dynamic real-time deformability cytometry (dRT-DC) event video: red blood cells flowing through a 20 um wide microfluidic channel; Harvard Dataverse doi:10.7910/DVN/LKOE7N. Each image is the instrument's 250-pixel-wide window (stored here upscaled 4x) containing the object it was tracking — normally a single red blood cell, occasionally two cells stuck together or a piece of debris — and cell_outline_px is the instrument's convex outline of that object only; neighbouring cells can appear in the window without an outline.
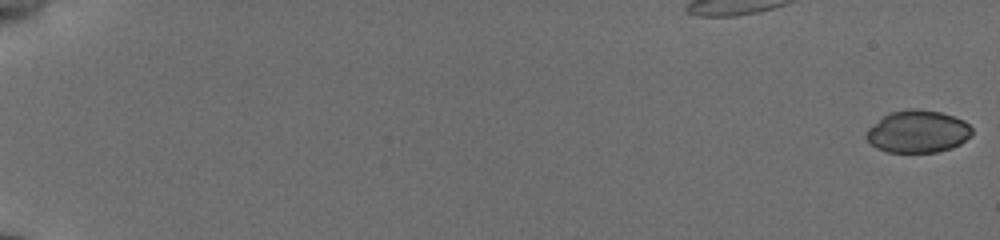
{"species": "common noctule bat (a hibernating species)", "species_latin": "Nyctalus noctula", "temperature_condition": "cold", "stored_images_in_passage": 56, "camera_frame_rate_fps": 3000, "um_per_image_px": 0.085, "animal": {"sex": "female", "body_mass_g": 19.5, "forearm_length_mm": 54.1}, "frame": {"image": 1, "passage_image": 1, "time_ms": 0.0, "image_size_px": [1000, 240], "cell_outline_px": [[972, 136], [960, 144], [952, 148], [936, 152], [888, 152], [876, 148], [864, 136], [864, 132], [868, 128], [884, 116], [892, 112], [908, 108], [920, 108], [940, 112], [964, 120], [972, 128]], "centroid_in_image_um": [78.02, 11.18], "position_along_channel_um": 7.0, "area_um2": 26.24}}
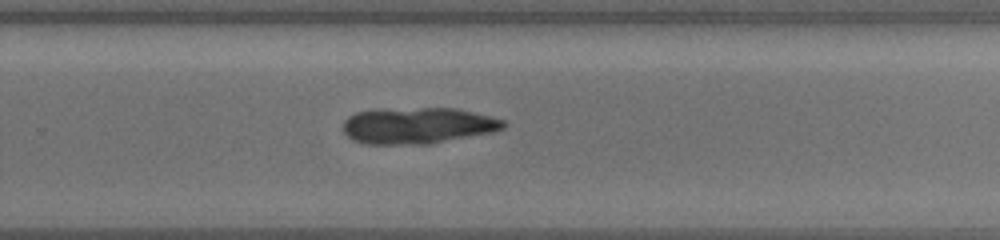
{"frame": {"image": 2, "passage_image": 40, "time_ms": 13.0, "image_size_px": [1000, 240], "cell_outline_px": [[504, 128], [492, 132], [432, 144], [364, 144], [352, 140], [344, 132], [344, 120], [348, 116], [356, 112], [380, 108], [456, 108], [504, 120]], "centroid_in_image_um": [35.46, 10.67], "position_along_channel_um": 294.3, "area_um2": 34.1}}
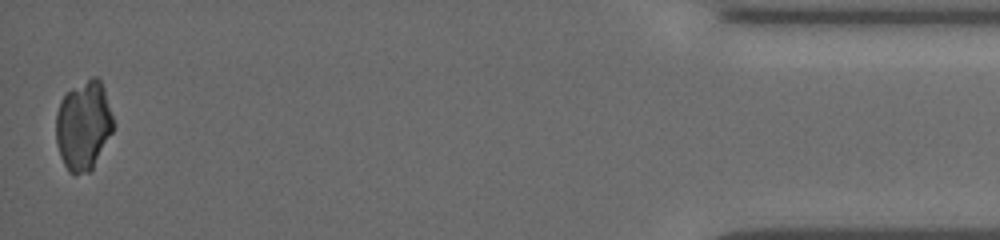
{"frame": {"image": 3, "passage_image": 56, "time_ms": 18.333, "image_size_px": [1000, 240], "cell_outline_px": [[112, 132], [92, 172], [76, 176], [68, 172], [60, 156], [56, 144], [56, 112], [60, 100], [72, 88], [92, 76], [96, 76], [100, 80], [112, 116]], "centroid_in_image_um": [7.06, 10.74], "position_along_channel_um": 428.1, "area_um2": 29.94}}